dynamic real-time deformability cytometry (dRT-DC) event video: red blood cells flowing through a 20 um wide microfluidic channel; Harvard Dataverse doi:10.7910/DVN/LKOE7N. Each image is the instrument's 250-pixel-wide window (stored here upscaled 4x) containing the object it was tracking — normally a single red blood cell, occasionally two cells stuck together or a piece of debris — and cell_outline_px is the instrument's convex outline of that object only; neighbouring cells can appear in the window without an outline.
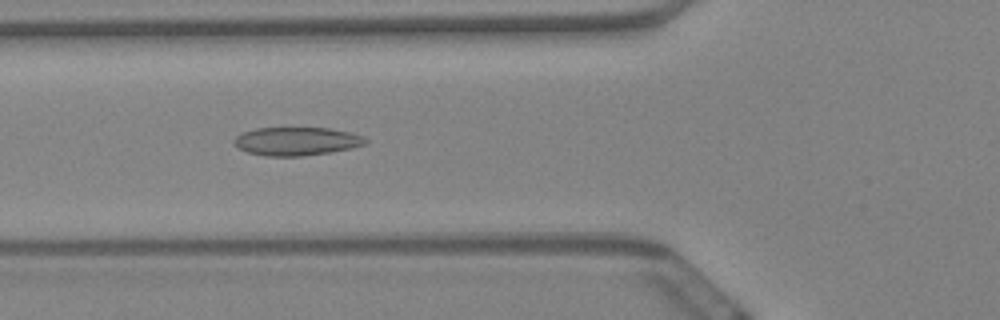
{"species": "Egyptian fruit bat (a non-hibernating species)", "species_latin": "Rousettus aegyptiacus", "temperature_condition": "warm", "stored_images_in_passage": 59, "camera_frame_rate_fps": 3000, "um_per_image_px": 0.085, "animal": {"sex": "female"}, "frame": {"image": 1, "passage_image": 21, "time_ms": 6.667, "image_size_px": [1000, 320], "cell_outline_px": [[368, 140], [364, 144], [352, 148], [328, 152], [300, 156], [264, 156], [248, 152], [236, 148], [232, 140], [240, 132], [256, 128], [328, 128], [348, 132], [364, 136]], "centroid_in_image_um": [25.14, 12.0], "position_along_channel_um": 100.7, "area_um2": 21.73}}
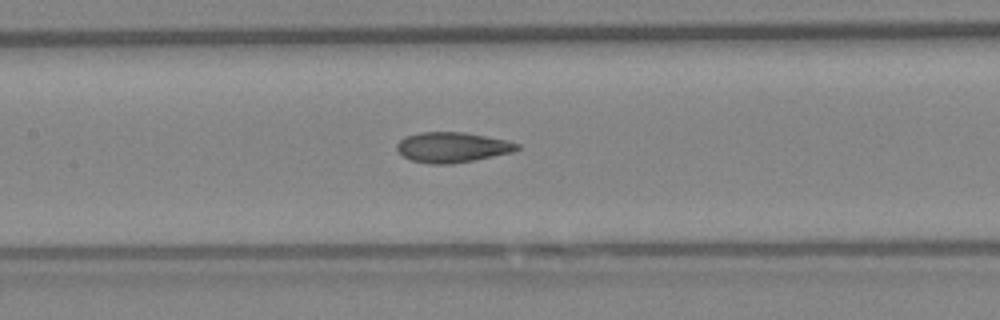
{"frame": {"image": 2, "passage_image": 27, "time_ms": 8.667, "image_size_px": [1000, 320], "cell_outline_px": [[520, 148], [512, 152], [452, 164], [432, 164], [412, 160], [404, 156], [396, 148], [396, 144], [404, 136], [420, 132], [464, 132], [508, 140], [520, 144]], "centroid_in_image_um": [38.44, 12.5], "position_along_channel_um": 169.0, "area_um2": 21.1}}
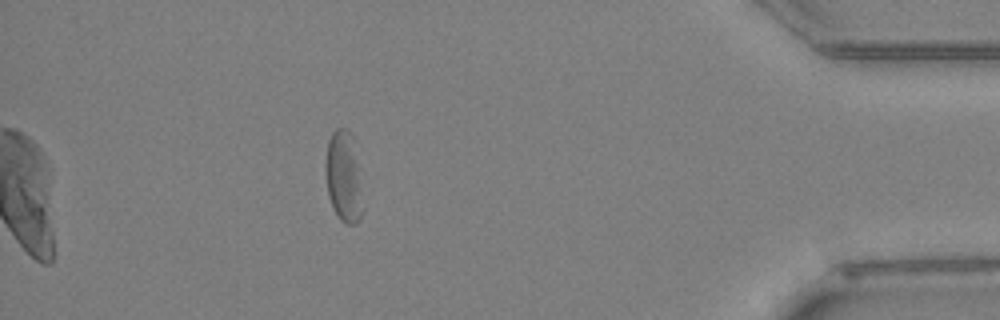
{"frame": {"image": 3, "passage_image": 52, "time_ms": 17.0, "image_size_px": [1000, 320], "cell_outline_px": [[360, 220], [356, 224], [348, 224], [340, 220], [332, 208], [328, 196], [324, 172], [324, 164], [328, 140], [332, 132], [336, 128], [348, 128], [352, 132], [356, 140], [360, 212]], "centroid_in_image_um": [29.15, 14.91], "position_along_channel_um": 406.1, "area_um2": 19.77}, "authors_computed_cell_mechanics": {"area_um2": 21.4438, "velocity_mm_per_s": 3.4301, "shape_relaxation_time_tau1_ms": null, "shape_relaxation_time_tau2_ms": 2.1083, "deformation_change_tau1": null, "deformation_change_tau2": 0.0927}}